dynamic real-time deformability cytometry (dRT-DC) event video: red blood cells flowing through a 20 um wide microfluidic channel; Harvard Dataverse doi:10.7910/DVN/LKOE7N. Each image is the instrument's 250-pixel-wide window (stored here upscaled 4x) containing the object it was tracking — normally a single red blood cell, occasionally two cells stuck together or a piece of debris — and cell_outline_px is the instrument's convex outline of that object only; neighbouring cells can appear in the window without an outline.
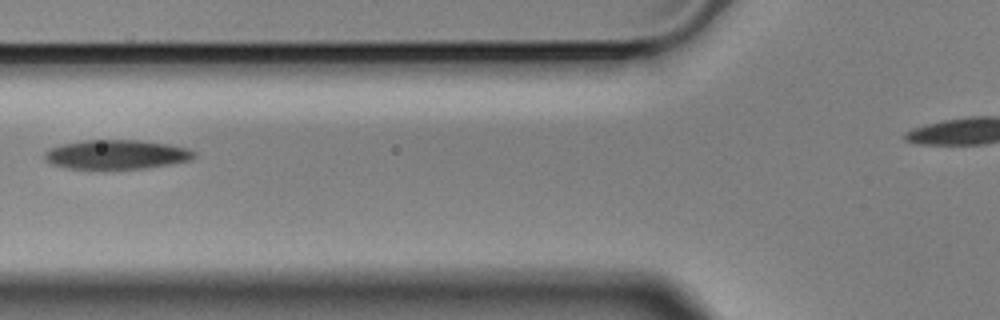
{"species": "Egyptian fruit bat (a non-hibernating species)", "species_latin": "Rousettus aegyptiacus", "temperature_condition": "cold", "stored_images_in_passage": 3, "camera_frame_rate_fps": 3000, "um_per_image_px": 0.085, "animal": {"sex": "male"}, "frame": {"image": 1, "passage_image": 3, "time_ms": 0.667, "image_size_px": [1000, 320], "cell_outline_px": [[196, 156], [192, 160], [172, 164], [148, 168], [104, 172], [100, 172], [64, 168], [52, 164], [44, 160], [44, 152], [52, 148], [64, 144], [84, 140], [140, 140], [168, 144], [188, 148], [196, 152]], "centroid_in_image_um": [9.9, 13.19], "position_along_channel_um": 115.9, "area_um2": 26.76}}